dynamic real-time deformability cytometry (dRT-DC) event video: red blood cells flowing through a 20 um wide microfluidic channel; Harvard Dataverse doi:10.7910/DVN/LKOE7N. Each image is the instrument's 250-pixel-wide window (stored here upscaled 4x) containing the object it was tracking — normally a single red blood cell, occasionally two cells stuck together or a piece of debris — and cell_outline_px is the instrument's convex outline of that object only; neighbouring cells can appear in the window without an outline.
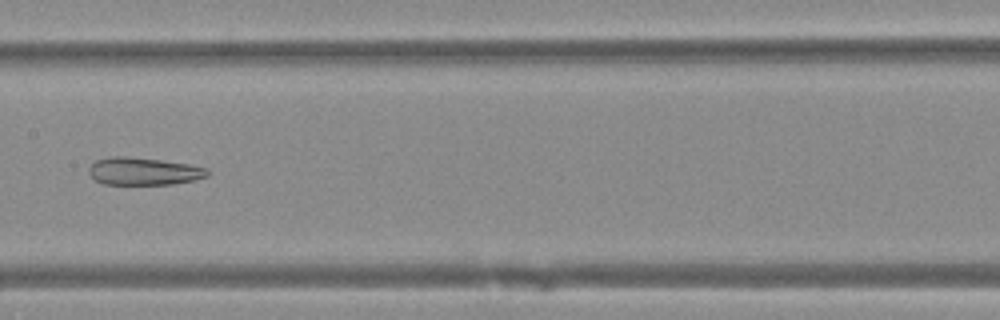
{"species": "Egyptian fruit bat (a non-hibernating species)", "species_latin": "Rousettus aegyptiacus", "temperature_condition": "warm", "stored_images_in_passage": 36, "camera_frame_rate_fps": 3000, "um_per_image_px": 0.085, "animal": {"sex": "female"}, "frame": {"image": 1, "passage_image": 12, "time_ms": 3.667, "image_size_px": [1000, 320], "cell_outline_px": [[208, 176], [192, 180], [172, 184], [104, 184], [96, 180], [88, 172], [88, 168], [96, 160], [112, 156], [128, 156], [160, 160], [188, 164], [204, 168], [208, 172]], "centroid_in_image_um": [12.16, 14.55], "position_along_channel_um": 195.2, "area_um2": 18.79}}
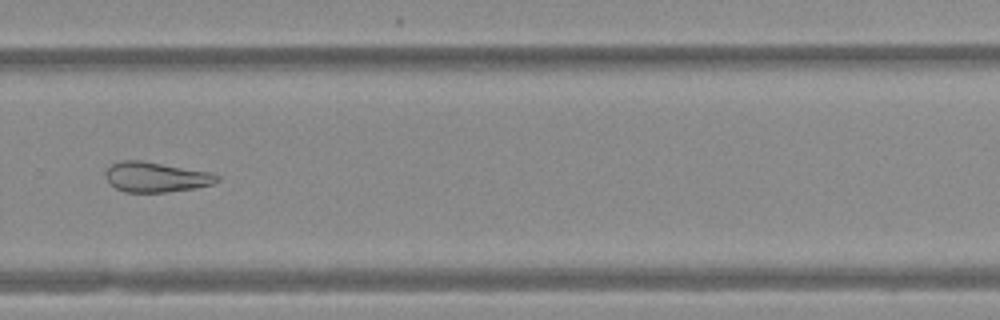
{"frame": {"image": 2, "passage_image": 21, "time_ms": 6.667, "image_size_px": [1000, 320], "cell_outline_px": [[220, 180], [212, 184], [196, 188], [168, 192], [124, 192], [108, 184], [104, 172], [112, 164], [120, 160], [144, 160], [212, 172], [220, 176]], "centroid_in_image_um": [13.26, 15.04], "position_along_channel_um": 316.5, "area_um2": 19.94}}
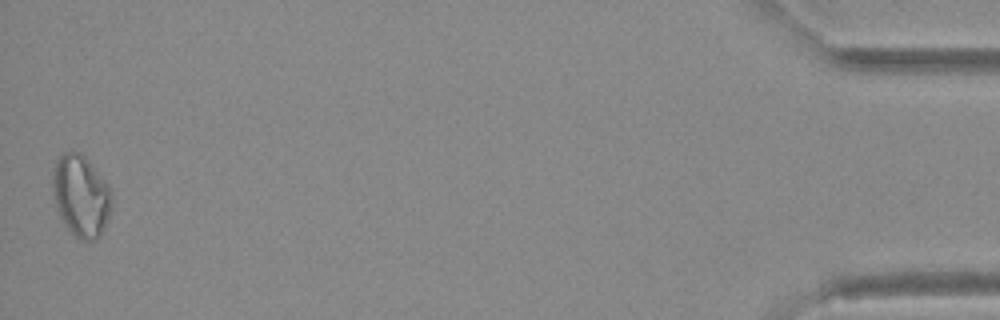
{"frame": {"image": 3, "passage_image": 36, "time_ms": 11.667, "image_size_px": [1000, 320], "cell_outline_px": [[112, 208], [104, 228], [100, 236], [96, 240], [80, 240], [72, 236], [60, 216], [56, 208], [52, 184], [52, 176], [56, 160], [64, 152], [72, 148], [80, 152], [88, 160], [112, 188]], "centroid_in_image_um": [6.9, 16.64], "position_along_channel_um": 428.3, "area_um2": 28.67}}